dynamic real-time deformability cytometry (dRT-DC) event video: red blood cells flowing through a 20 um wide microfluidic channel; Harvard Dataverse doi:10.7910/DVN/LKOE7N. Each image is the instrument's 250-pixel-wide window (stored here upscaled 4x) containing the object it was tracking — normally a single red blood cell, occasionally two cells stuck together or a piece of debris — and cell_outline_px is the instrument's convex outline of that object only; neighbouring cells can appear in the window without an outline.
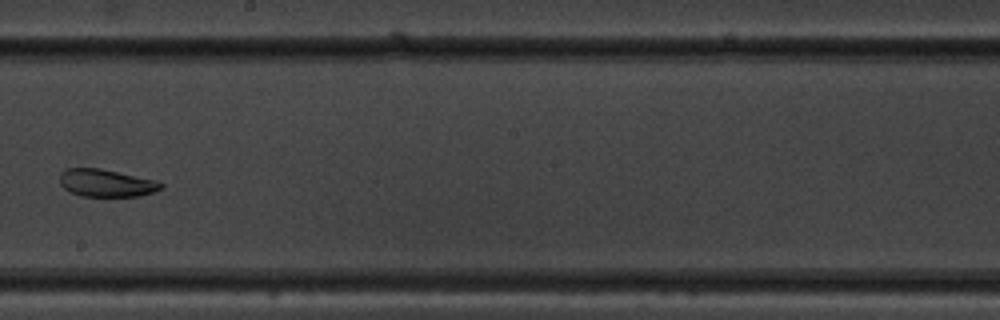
{"species": "common noctule bat (a hibernating species)", "species_latin": "Nyctalus noctula", "temperature_condition": "warm", "stored_images_in_passage": 9, "camera_frame_rate_fps": 3000, "um_per_image_px": 0.085, "animal": {"sex": "male", "body_mass_g": 19.5, "forearm_length_mm": 54.6}, "frame": {"image": 1, "passage_image": 8, "time_ms": 2.333, "image_size_px": [1000, 320], "cell_outline_px": [[164, 184], [156, 192], [140, 196], [80, 196], [68, 192], [60, 184], [60, 172], [64, 168], [100, 168], [160, 180]], "centroid_in_image_um": [9.05, 15.55], "position_along_channel_um": 239.2, "area_um2": 16.65}}